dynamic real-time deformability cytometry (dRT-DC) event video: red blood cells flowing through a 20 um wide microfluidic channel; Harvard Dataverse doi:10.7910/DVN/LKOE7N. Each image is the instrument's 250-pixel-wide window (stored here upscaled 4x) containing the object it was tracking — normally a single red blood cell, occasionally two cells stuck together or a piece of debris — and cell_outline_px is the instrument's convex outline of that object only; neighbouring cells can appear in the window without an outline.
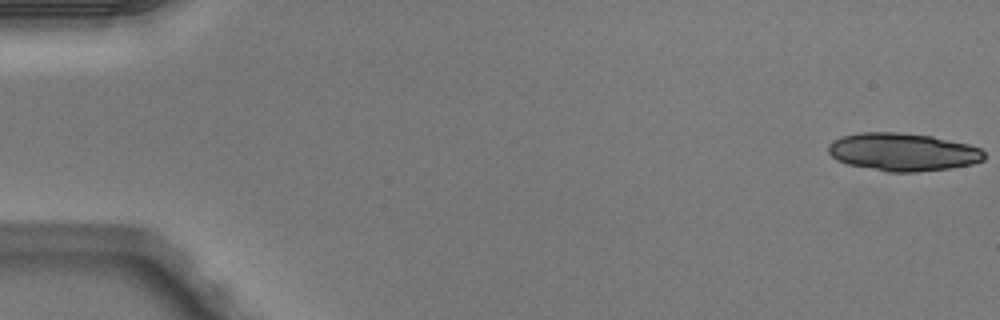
{"species": "Egyptian fruit bat (a non-hibernating species)", "species_latin": "Rousettus aegyptiacus", "temperature_condition": "warm", "stored_images_in_passage": 4, "camera_frame_rate_fps": 3000, "um_per_image_px": 0.085, "animal": {"sex": "male"}, "frame": {"image": 1, "passage_image": 1, "time_ms": 0.0, "image_size_px": [1000, 320], "cell_outline_px": [[984, 160], [972, 164], [948, 168], [916, 172], [888, 172], [848, 164], [836, 160], [828, 152], [828, 144], [840, 136], [860, 132], [900, 132], [932, 136], [968, 144], [980, 148], [984, 152]], "centroid_in_image_um": [76.72, 12.91], "position_along_channel_um": 8.3, "area_um2": 34.51}}